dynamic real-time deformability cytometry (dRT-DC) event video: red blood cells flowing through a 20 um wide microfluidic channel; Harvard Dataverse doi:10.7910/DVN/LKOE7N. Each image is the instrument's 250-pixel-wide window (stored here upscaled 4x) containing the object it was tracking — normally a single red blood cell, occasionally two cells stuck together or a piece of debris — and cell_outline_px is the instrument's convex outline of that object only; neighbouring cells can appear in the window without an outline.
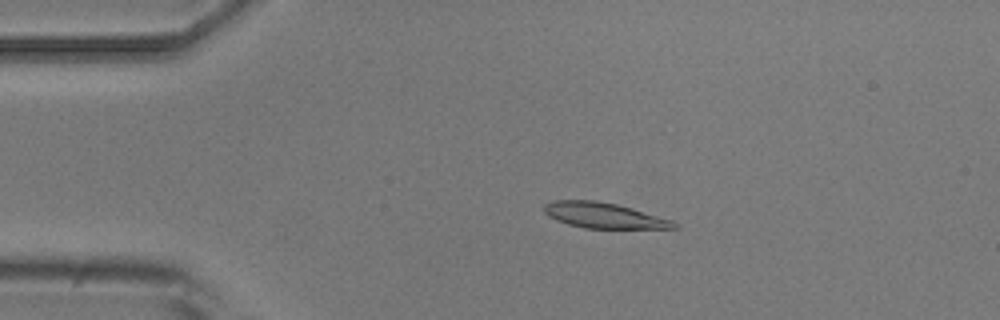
{"species": "common noctule bat (a hibernating species)", "species_latin": "Nyctalus noctula", "temperature_condition": "room temperature", "stored_images_in_passage": 14, "camera_frame_rate_fps": 3000, "um_per_image_px": 0.085, "animal": {"sex": "male", "body_mass_g": 20.5, "forearm_length_mm": 52.5}, "frame": {"image": 1, "passage_image": 3, "time_ms": 2.667, "image_size_px": [1000, 320], "cell_outline_px": [[680, 228], [584, 228], [568, 224], [556, 220], [548, 216], [544, 212], [544, 204], [552, 200], [596, 200], [616, 204], [632, 208], [672, 220], [680, 224]], "centroid_in_image_um": [51.32, 18.31], "position_along_channel_um": 33.7, "area_um2": 19.36}}
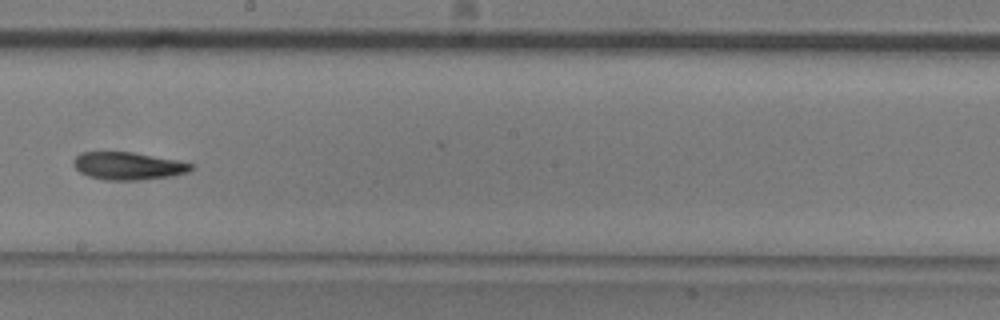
{"frame": {"image": 2, "passage_image": 8, "time_ms": 9.333, "image_size_px": [1000, 320], "cell_outline_px": [[196, 168], [188, 172], [172, 176], [140, 180], [104, 180], [88, 176], [80, 172], [72, 164], [72, 160], [80, 152], [132, 152], [176, 160], [196, 164]], "centroid_in_image_um": [10.91, 14.11], "position_along_channel_um": 237.3, "area_um2": 19.13}}
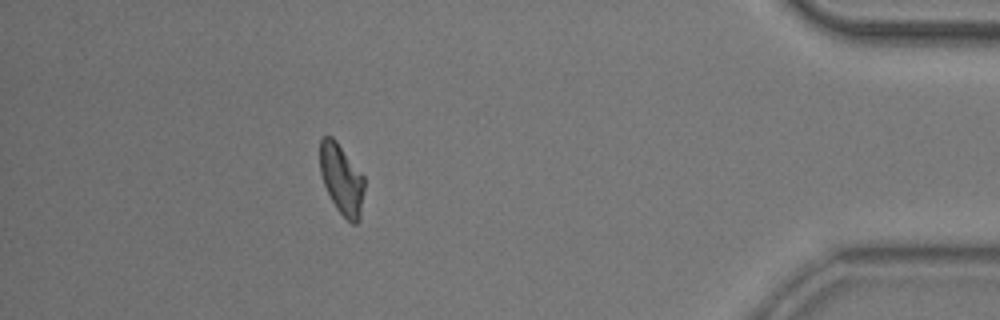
{"frame": {"image": 3, "passage_image": 13, "time_ms": 15.333, "image_size_px": [1000, 320], "cell_outline_px": [[364, 188], [360, 220], [356, 224], [352, 224], [336, 208], [324, 184], [320, 172], [320, 140], [324, 136], [332, 136], [336, 140], [364, 176]], "centroid_in_image_um": [29.05, 15.23], "position_along_channel_um": 406.2, "area_um2": 18.09}, "authors_computed_cell_mechanics": {"area_um2": 19.0451, "velocity_mm_per_s": 3.6437, "shape_relaxation_time_tau1_ms": null, "shape_relaxation_time_tau2_ms": 9.6043, "deformation_change_tau1": null, "deformation_change_tau2": 0.1628}}